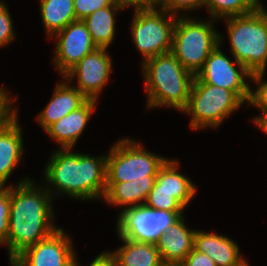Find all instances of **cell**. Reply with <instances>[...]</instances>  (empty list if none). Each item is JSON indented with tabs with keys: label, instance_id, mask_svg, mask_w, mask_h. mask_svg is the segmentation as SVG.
I'll use <instances>...</instances> for the list:
<instances>
[{
	"label": "cell",
	"instance_id": "1",
	"mask_svg": "<svg viewBox=\"0 0 267 266\" xmlns=\"http://www.w3.org/2000/svg\"><path fill=\"white\" fill-rule=\"evenodd\" d=\"M27 177L11 185L9 228L6 240L9 263L26 248L55 233L53 197L45 186ZM52 202V203H51Z\"/></svg>",
	"mask_w": 267,
	"mask_h": 266
},
{
	"label": "cell",
	"instance_id": "2",
	"mask_svg": "<svg viewBox=\"0 0 267 266\" xmlns=\"http://www.w3.org/2000/svg\"><path fill=\"white\" fill-rule=\"evenodd\" d=\"M44 169L48 182L45 188L53 198L54 188L58 195L62 193L84 201L105 196L107 154L96 157L75 153L72 148H60L55 150Z\"/></svg>",
	"mask_w": 267,
	"mask_h": 266
},
{
	"label": "cell",
	"instance_id": "3",
	"mask_svg": "<svg viewBox=\"0 0 267 266\" xmlns=\"http://www.w3.org/2000/svg\"><path fill=\"white\" fill-rule=\"evenodd\" d=\"M147 93V108L172 107L182 111L189 100L194 75L172 52L159 54L142 63Z\"/></svg>",
	"mask_w": 267,
	"mask_h": 266
},
{
	"label": "cell",
	"instance_id": "4",
	"mask_svg": "<svg viewBox=\"0 0 267 266\" xmlns=\"http://www.w3.org/2000/svg\"><path fill=\"white\" fill-rule=\"evenodd\" d=\"M232 56L252 74L267 67V20L257 9L243 16L224 18Z\"/></svg>",
	"mask_w": 267,
	"mask_h": 266
},
{
	"label": "cell",
	"instance_id": "5",
	"mask_svg": "<svg viewBox=\"0 0 267 266\" xmlns=\"http://www.w3.org/2000/svg\"><path fill=\"white\" fill-rule=\"evenodd\" d=\"M178 15L173 30L172 53L194 76L203 68L210 53L224 40L213 23Z\"/></svg>",
	"mask_w": 267,
	"mask_h": 266
},
{
	"label": "cell",
	"instance_id": "6",
	"mask_svg": "<svg viewBox=\"0 0 267 266\" xmlns=\"http://www.w3.org/2000/svg\"><path fill=\"white\" fill-rule=\"evenodd\" d=\"M243 103L234 92L200 82L194 77L188 103L182 112L191 115L190 126L193 130L218 128Z\"/></svg>",
	"mask_w": 267,
	"mask_h": 266
},
{
	"label": "cell",
	"instance_id": "7",
	"mask_svg": "<svg viewBox=\"0 0 267 266\" xmlns=\"http://www.w3.org/2000/svg\"><path fill=\"white\" fill-rule=\"evenodd\" d=\"M142 146L125 137L111 147L107 154L106 184L157 176L158 170L168 158L147 151Z\"/></svg>",
	"mask_w": 267,
	"mask_h": 266
},
{
	"label": "cell",
	"instance_id": "8",
	"mask_svg": "<svg viewBox=\"0 0 267 266\" xmlns=\"http://www.w3.org/2000/svg\"><path fill=\"white\" fill-rule=\"evenodd\" d=\"M135 9L131 35L142 62L172 51L173 30L177 16L159 8Z\"/></svg>",
	"mask_w": 267,
	"mask_h": 266
},
{
	"label": "cell",
	"instance_id": "9",
	"mask_svg": "<svg viewBox=\"0 0 267 266\" xmlns=\"http://www.w3.org/2000/svg\"><path fill=\"white\" fill-rule=\"evenodd\" d=\"M181 216L183 213L133 207L119 214L116 230L133 241L156 244L159 236Z\"/></svg>",
	"mask_w": 267,
	"mask_h": 266
},
{
	"label": "cell",
	"instance_id": "10",
	"mask_svg": "<svg viewBox=\"0 0 267 266\" xmlns=\"http://www.w3.org/2000/svg\"><path fill=\"white\" fill-rule=\"evenodd\" d=\"M220 47L219 44L210 53L195 78L200 82L230 90L244 103H249L252 89L246 79L251 80L253 74L236 59L233 62L225 56ZM234 65L238 66V69Z\"/></svg>",
	"mask_w": 267,
	"mask_h": 266
},
{
	"label": "cell",
	"instance_id": "11",
	"mask_svg": "<svg viewBox=\"0 0 267 266\" xmlns=\"http://www.w3.org/2000/svg\"><path fill=\"white\" fill-rule=\"evenodd\" d=\"M107 50L108 48H96L84 56L62 78L69 83L77 78V86L74 87L87 99L97 100L99 92L108 83L113 68L112 57Z\"/></svg>",
	"mask_w": 267,
	"mask_h": 266
},
{
	"label": "cell",
	"instance_id": "12",
	"mask_svg": "<svg viewBox=\"0 0 267 266\" xmlns=\"http://www.w3.org/2000/svg\"><path fill=\"white\" fill-rule=\"evenodd\" d=\"M72 238L59 228L46 239L26 248L11 266H69L77 257Z\"/></svg>",
	"mask_w": 267,
	"mask_h": 266
},
{
	"label": "cell",
	"instance_id": "13",
	"mask_svg": "<svg viewBox=\"0 0 267 266\" xmlns=\"http://www.w3.org/2000/svg\"><path fill=\"white\" fill-rule=\"evenodd\" d=\"M54 38L57 40L54 64L62 77L84 56L98 48L82 20L70 23L57 32Z\"/></svg>",
	"mask_w": 267,
	"mask_h": 266
},
{
	"label": "cell",
	"instance_id": "14",
	"mask_svg": "<svg viewBox=\"0 0 267 266\" xmlns=\"http://www.w3.org/2000/svg\"><path fill=\"white\" fill-rule=\"evenodd\" d=\"M194 248L207 254L216 266H249L240 255L238 244L225 235L196 230Z\"/></svg>",
	"mask_w": 267,
	"mask_h": 266
},
{
	"label": "cell",
	"instance_id": "15",
	"mask_svg": "<svg viewBox=\"0 0 267 266\" xmlns=\"http://www.w3.org/2000/svg\"><path fill=\"white\" fill-rule=\"evenodd\" d=\"M96 103L97 100L88 99L77 110L51 124L45 132L60 145L59 147L72 148L83 134V130L95 111Z\"/></svg>",
	"mask_w": 267,
	"mask_h": 266
},
{
	"label": "cell",
	"instance_id": "16",
	"mask_svg": "<svg viewBox=\"0 0 267 266\" xmlns=\"http://www.w3.org/2000/svg\"><path fill=\"white\" fill-rule=\"evenodd\" d=\"M196 230H190L185 225L184 216L168 227L156 242L164 263H182L194 249Z\"/></svg>",
	"mask_w": 267,
	"mask_h": 266
},
{
	"label": "cell",
	"instance_id": "17",
	"mask_svg": "<svg viewBox=\"0 0 267 266\" xmlns=\"http://www.w3.org/2000/svg\"><path fill=\"white\" fill-rule=\"evenodd\" d=\"M65 81L57 84L50 101L37 116V122L46 130L51 124L77 110L88 99L74 86Z\"/></svg>",
	"mask_w": 267,
	"mask_h": 266
},
{
	"label": "cell",
	"instance_id": "18",
	"mask_svg": "<svg viewBox=\"0 0 267 266\" xmlns=\"http://www.w3.org/2000/svg\"><path fill=\"white\" fill-rule=\"evenodd\" d=\"M18 114L0 127V187L6 182L21 162L24 147Z\"/></svg>",
	"mask_w": 267,
	"mask_h": 266
},
{
	"label": "cell",
	"instance_id": "19",
	"mask_svg": "<svg viewBox=\"0 0 267 266\" xmlns=\"http://www.w3.org/2000/svg\"><path fill=\"white\" fill-rule=\"evenodd\" d=\"M155 180L156 176H147V179L106 184L103 200L110 205L126 207L121 213L133 207L144 206Z\"/></svg>",
	"mask_w": 267,
	"mask_h": 266
},
{
	"label": "cell",
	"instance_id": "20",
	"mask_svg": "<svg viewBox=\"0 0 267 266\" xmlns=\"http://www.w3.org/2000/svg\"><path fill=\"white\" fill-rule=\"evenodd\" d=\"M179 162L167 159L157 172L152 190L166 191L185 208L196 194V187L185 175L179 173Z\"/></svg>",
	"mask_w": 267,
	"mask_h": 266
},
{
	"label": "cell",
	"instance_id": "21",
	"mask_svg": "<svg viewBox=\"0 0 267 266\" xmlns=\"http://www.w3.org/2000/svg\"><path fill=\"white\" fill-rule=\"evenodd\" d=\"M118 235L124 245L111 252L117 266H162L164 263L156 244L137 242Z\"/></svg>",
	"mask_w": 267,
	"mask_h": 266
},
{
	"label": "cell",
	"instance_id": "22",
	"mask_svg": "<svg viewBox=\"0 0 267 266\" xmlns=\"http://www.w3.org/2000/svg\"><path fill=\"white\" fill-rule=\"evenodd\" d=\"M124 7L117 2L102 7L86 17L83 22L91 35L93 43L98 48H109L115 38V14Z\"/></svg>",
	"mask_w": 267,
	"mask_h": 266
},
{
	"label": "cell",
	"instance_id": "23",
	"mask_svg": "<svg viewBox=\"0 0 267 266\" xmlns=\"http://www.w3.org/2000/svg\"><path fill=\"white\" fill-rule=\"evenodd\" d=\"M39 5L43 26L50 38L77 21L73 0H40Z\"/></svg>",
	"mask_w": 267,
	"mask_h": 266
},
{
	"label": "cell",
	"instance_id": "24",
	"mask_svg": "<svg viewBox=\"0 0 267 266\" xmlns=\"http://www.w3.org/2000/svg\"><path fill=\"white\" fill-rule=\"evenodd\" d=\"M211 15L218 20L232 16H243L255 12L260 4L255 0H205L204 5Z\"/></svg>",
	"mask_w": 267,
	"mask_h": 266
},
{
	"label": "cell",
	"instance_id": "25",
	"mask_svg": "<svg viewBox=\"0 0 267 266\" xmlns=\"http://www.w3.org/2000/svg\"><path fill=\"white\" fill-rule=\"evenodd\" d=\"M144 206L151 210H164L174 213H184L183 210L185 209L173 197L172 193L157 190H151Z\"/></svg>",
	"mask_w": 267,
	"mask_h": 266
},
{
	"label": "cell",
	"instance_id": "26",
	"mask_svg": "<svg viewBox=\"0 0 267 266\" xmlns=\"http://www.w3.org/2000/svg\"><path fill=\"white\" fill-rule=\"evenodd\" d=\"M11 206V184L0 187V245L5 244L8 235Z\"/></svg>",
	"mask_w": 267,
	"mask_h": 266
},
{
	"label": "cell",
	"instance_id": "27",
	"mask_svg": "<svg viewBox=\"0 0 267 266\" xmlns=\"http://www.w3.org/2000/svg\"><path fill=\"white\" fill-rule=\"evenodd\" d=\"M265 72L252 75L251 80L259 84L255 91H251V99L248 106H254L262 112L261 115L267 114V81L263 80Z\"/></svg>",
	"mask_w": 267,
	"mask_h": 266
},
{
	"label": "cell",
	"instance_id": "28",
	"mask_svg": "<svg viewBox=\"0 0 267 266\" xmlns=\"http://www.w3.org/2000/svg\"><path fill=\"white\" fill-rule=\"evenodd\" d=\"M205 0H158L157 8H161L175 16L182 11L202 8ZM179 11V12H178Z\"/></svg>",
	"mask_w": 267,
	"mask_h": 266
},
{
	"label": "cell",
	"instance_id": "29",
	"mask_svg": "<svg viewBox=\"0 0 267 266\" xmlns=\"http://www.w3.org/2000/svg\"><path fill=\"white\" fill-rule=\"evenodd\" d=\"M14 38L16 37L10 12L5 1H0V47L8 45Z\"/></svg>",
	"mask_w": 267,
	"mask_h": 266
},
{
	"label": "cell",
	"instance_id": "30",
	"mask_svg": "<svg viewBox=\"0 0 267 266\" xmlns=\"http://www.w3.org/2000/svg\"><path fill=\"white\" fill-rule=\"evenodd\" d=\"M115 0H73L76 20H84L96 10L114 4Z\"/></svg>",
	"mask_w": 267,
	"mask_h": 266
},
{
	"label": "cell",
	"instance_id": "31",
	"mask_svg": "<svg viewBox=\"0 0 267 266\" xmlns=\"http://www.w3.org/2000/svg\"><path fill=\"white\" fill-rule=\"evenodd\" d=\"M8 91L0 86V127L8 123L18 113V108L13 109V98L9 97Z\"/></svg>",
	"mask_w": 267,
	"mask_h": 266
},
{
	"label": "cell",
	"instance_id": "32",
	"mask_svg": "<svg viewBox=\"0 0 267 266\" xmlns=\"http://www.w3.org/2000/svg\"><path fill=\"white\" fill-rule=\"evenodd\" d=\"M182 264L183 266H216L207 254L199 252L195 248L187 255Z\"/></svg>",
	"mask_w": 267,
	"mask_h": 266
},
{
	"label": "cell",
	"instance_id": "33",
	"mask_svg": "<svg viewBox=\"0 0 267 266\" xmlns=\"http://www.w3.org/2000/svg\"><path fill=\"white\" fill-rule=\"evenodd\" d=\"M124 8L133 6L134 9H150L157 8L158 0H115Z\"/></svg>",
	"mask_w": 267,
	"mask_h": 266
},
{
	"label": "cell",
	"instance_id": "34",
	"mask_svg": "<svg viewBox=\"0 0 267 266\" xmlns=\"http://www.w3.org/2000/svg\"><path fill=\"white\" fill-rule=\"evenodd\" d=\"M78 266L79 262H78ZM89 266H117L115 256L109 252H101Z\"/></svg>",
	"mask_w": 267,
	"mask_h": 266
},
{
	"label": "cell",
	"instance_id": "35",
	"mask_svg": "<svg viewBox=\"0 0 267 266\" xmlns=\"http://www.w3.org/2000/svg\"><path fill=\"white\" fill-rule=\"evenodd\" d=\"M260 117H255L252 121L259 127L261 131L266 133L267 135V114L266 115H259Z\"/></svg>",
	"mask_w": 267,
	"mask_h": 266
},
{
	"label": "cell",
	"instance_id": "36",
	"mask_svg": "<svg viewBox=\"0 0 267 266\" xmlns=\"http://www.w3.org/2000/svg\"><path fill=\"white\" fill-rule=\"evenodd\" d=\"M162 266H183L182 263H163Z\"/></svg>",
	"mask_w": 267,
	"mask_h": 266
},
{
	"label": "cell",
	"instance_id": "37",
	"mask_svg": "<svg viewBox=\"0 0 267 266\" xmlns=\"http://www.w3.org/2000/svg\"><path fill=\"white\" fill-rule=\"evenodd\" d=\"M259 10L264 14V16L266 17V20H267V11H266L265 7L262 6V4L260 5Z\"/></svg>",
	"mask_w": 267,
	"mask_h": 266
},
{
	"label": "cell",
	"instance_id": "38",
	"mask_svg": "<svg viewBox=\"0 0 267 266\" xmlns=\"http://www.w3.org/2000/svg\"><path fill=\"white\" fill-rule=\"evenodd\" d=\"M69 266H78V259L75 258V260Z\"/></svg>",
	"mask_w": 267,
	"mask_h": 266
},
{
	"label": "cell",
	"instance_id": "39",
	"mask_svg": "<svg viewBox=\"0 0 267 266\" xmlns=\"http://www.w3.org/2000/svg\"><path fill=\"white\" fill-rule=\"evenodd\" d=\"M255 1H256L258 4H260V5H261V3H262V2H261V1H259V0H255Z\"/></svg>",
	"mask_w": 267,
	"mask_h": 266
}]
</instances>
